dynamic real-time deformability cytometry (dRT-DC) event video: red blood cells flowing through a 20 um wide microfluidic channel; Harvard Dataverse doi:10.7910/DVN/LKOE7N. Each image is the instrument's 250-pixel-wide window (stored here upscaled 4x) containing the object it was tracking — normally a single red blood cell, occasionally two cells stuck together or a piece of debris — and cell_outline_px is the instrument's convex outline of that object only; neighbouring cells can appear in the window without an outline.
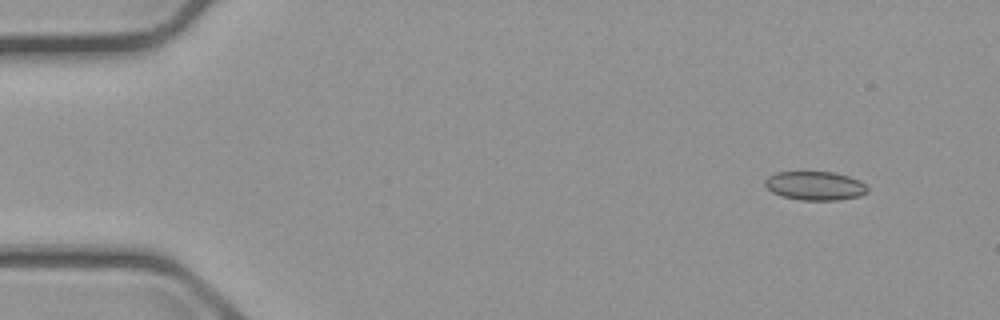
{"species": "common noctule bat (a hibernating species)", "species_latin": "Nyctalus noctula", "temperature_condition": "cold", "stored_images_in_passage": 4, "camera_frame_rate_fps": 3000, "um_per_image_px": 0.085, "animal": {"sex": "male", "body_mass_g": 23.1, "forearm_length_mm": 52.7}, "frame": {"image": 1, "passage_image": 1, "time_ms": 0.0, "image_size_px": [1000, 320], "cell_outline_px": [[868, 192], [860, 196], [840, 200], [800, 200], [780, 196], [772, 192], [764, 184], [764, 180], [768, 176], [776, 172], [836, 172], [860, 180], [868, 188]], "centroid_in_image_um": [69.28, 15.79], "position_along_channel_um": 15.7, "area_um2": 17.4}}
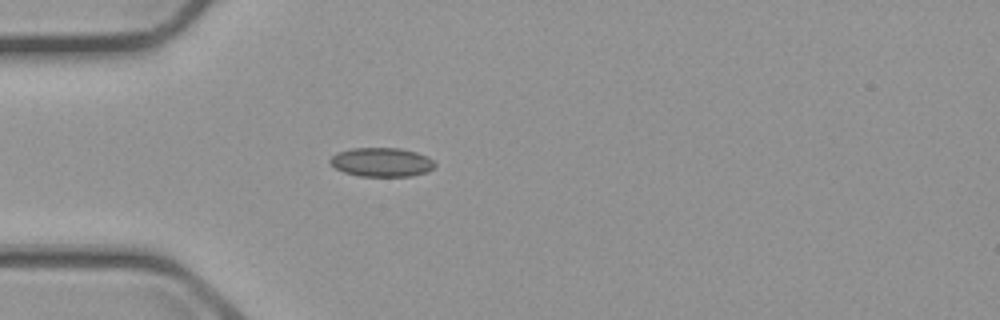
{"frame": {"image": 2, "passage_image": 4, "time_ms": 3.667, "image_size_px": [1000, 320], "cell_outline_px": [[436, 164], [428, 172], [412, 176], [360, 176], [344, 172], [336, 168], [328, 160], [336, 152], [352, 148], [400, 148], [416, 152], [428, 156]], "centroid_in_image_um": [32.44, 13.78], "position_along_channel_um": 52.6, "area_um2": 17.74}}